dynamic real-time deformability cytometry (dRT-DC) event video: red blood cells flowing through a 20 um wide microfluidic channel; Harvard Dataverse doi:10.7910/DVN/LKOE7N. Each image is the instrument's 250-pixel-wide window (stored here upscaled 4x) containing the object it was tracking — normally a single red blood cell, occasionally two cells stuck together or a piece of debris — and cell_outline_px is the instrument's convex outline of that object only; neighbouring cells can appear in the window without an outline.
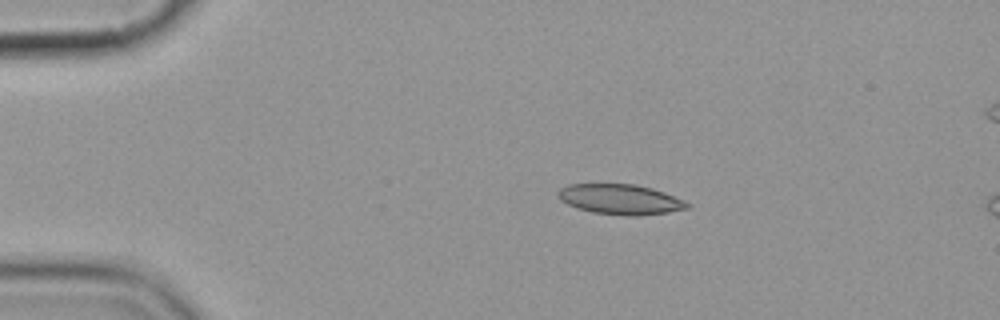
{"species": "common noctule bat (a hibernating species)", "species_latin": "Nyctalus noctula", "temperature_condition": "cold", "stored_images_in_passage": 5, "camera_frame_rate_fps": 3000, "um_per_image_px": 0.085, "animal": {"sex": "female", "body_mass_g": 19.9}, "frame": {"image": 1, "passage_image": 3, "time_ms": 2.333, "image_size_px": [1000, 320], "cell_outline_px": [[692, 204], [688, 208], [668, 212], [636, 216], [592, 212], [576, 208], [560, 200], [556, 192], [560, 188], [568, 184], [636, 184], [652, 188], [664, 192], [684, 200]], "centroid_in_image_um": [52.72, 16.93], "position_along_channel_um": 32.3, "area_um2": 22.72}}